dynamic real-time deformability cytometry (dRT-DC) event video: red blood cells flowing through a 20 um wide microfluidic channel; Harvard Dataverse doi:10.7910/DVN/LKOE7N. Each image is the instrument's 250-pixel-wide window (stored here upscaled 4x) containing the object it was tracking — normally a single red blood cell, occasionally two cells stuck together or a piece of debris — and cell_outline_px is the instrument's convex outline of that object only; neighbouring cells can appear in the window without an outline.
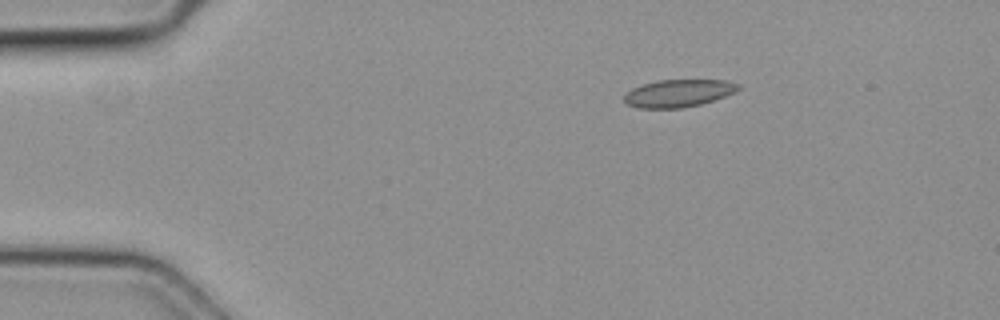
{"species": "common noctule bat (a hibernating species)", "species_latin": "Nyctalus noctula", "temperature_condition": "cold", "stored_images_in_passage": 5, "camera_frame_rate_fps": 3000, "um_per_image_px": 0.085, "animal": {"sex": "female", "body_mass_g": 19.3, "forearm_length_mm": 54.1}, "frame": {"image": 1, "passage_image": 1, "time_ms": 0.0, "image_size_px": [1000, 320], "cell_outline_px": [[740, 88], [736, 92], [700, 104], [684, 108], [636, 108], [624, 104], [624, 96], [632, 88], [656, 80], [728, 80], [740, 84]], "centroid_in_image_um": [57.65, 7.92], "position_along_channel_um": 27.3, "area_um2": 18.38}}
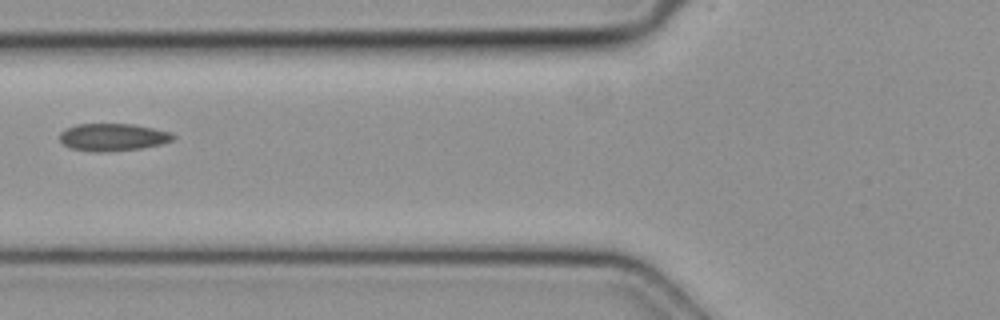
{"frame": {"image": 2, "passage_image": 4, "time_ms": 1.0, "image_size_px": [1000, 320], "cell_outline_px": [[176, 136], [172, 140], [160, 144], [140, 148], [108, 152], [92, 152], [68, 148], [60, 140], [60, 132], [64, 128], [76, 124], [132, 124], [172, 132]], "centroid_in_image_um": [9.55, 11.66], "position_along_channel_um": 116.3, "area_um2": 18.26}}
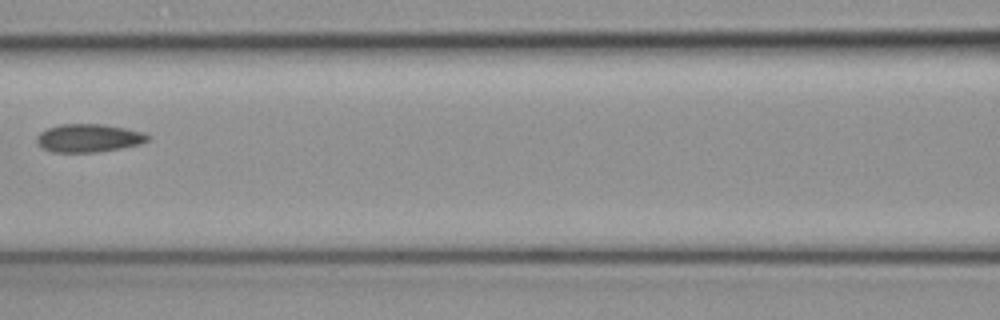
{"frame": {"image": 3, "passage_image": 5, "time_ms": 1.333, "image_size_px": [1000, 320], "cell_outline_px": [[152, 136], [148, 140], [140, 144], [120, 148], [96, 152], [52, 152], [40, 148], [36, 144], [36, 136], [40, 132], [48, 128], [60, 124], [104, 124], [144, 132]], "centroid_in_image_um": [7.51, 11.73], "position_along_channel_um": 159.1, "area_um2": 18.38}}